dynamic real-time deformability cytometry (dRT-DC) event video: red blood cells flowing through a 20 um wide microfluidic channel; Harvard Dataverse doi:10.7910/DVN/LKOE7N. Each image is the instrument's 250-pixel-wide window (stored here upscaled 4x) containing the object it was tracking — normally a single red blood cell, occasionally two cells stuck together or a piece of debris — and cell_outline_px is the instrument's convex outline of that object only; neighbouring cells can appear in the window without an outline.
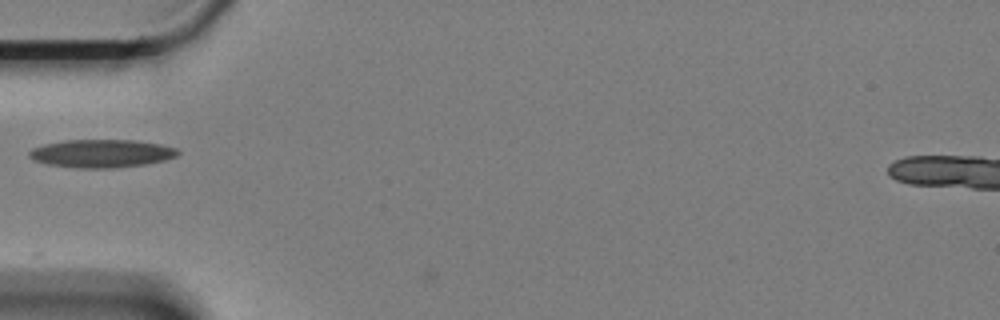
{"species": "Egyptian fruit bat (a non-hibernating species)", "species_latin": "Rousettus aegyptiacus", "temperature_condition": "cold", "stored_images_in_passage": 2, "camera_frame_rate_fps": 3000, "um_per_image_px": 0.085, "animal": {"sex": "female"}, "frame": {"image": 1, "passage_image": 1, "time_ms": 0.0, "image_size_px": [1000, 320], "cell_outline_px": [[180, 152], [176, 156], [164, 160], [148, 164], [116, 168], [80, 168], [48, 164], [32, 160], [28, 156], [28, 152], [32, 148], [44, 144], [64, 140], [136, 140], [160, 144], [176, 148]], "centroid_in_image_um": [8.62, 13.04], "position_along_channel_um": 76.4, "area_um2": 24.45}}